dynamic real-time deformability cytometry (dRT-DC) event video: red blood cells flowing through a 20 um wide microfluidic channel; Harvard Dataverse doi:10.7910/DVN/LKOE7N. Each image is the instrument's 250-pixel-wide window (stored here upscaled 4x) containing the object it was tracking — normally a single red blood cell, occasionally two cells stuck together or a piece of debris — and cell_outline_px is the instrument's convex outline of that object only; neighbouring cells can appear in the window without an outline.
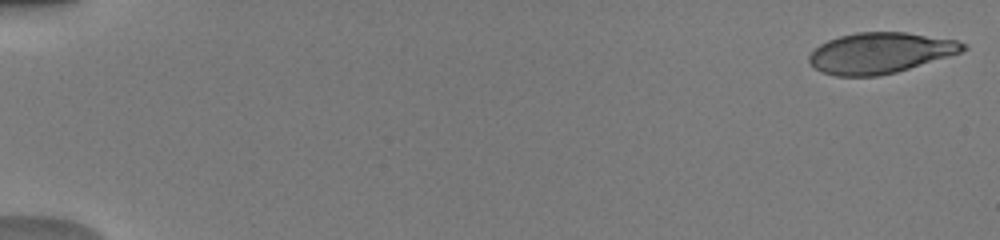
{"species": "human", "species_latin": "Homo sapiens", "temperature_condition": "warm", "stored_images_in_passage": 48, "camera_frame_rate_fps": 3000, "um_per_image_px": 0.085, "donor": {"sex": "male"}, "frame": {"image": 1, "passage_image": 1, "time_ms": 0.0, "image_size_px": [1000, 240], "cell_outline_px": [[968, 48], [960, 52], [948, 56], [896, 72], [876, 76], [836, 76], [824, 72], [816, 68], [808, 60], [808, 56], [820, 44], [828, 40], [840, 36], [856, 32], [908, 32], [956, 40], [968, 44]], "centroid_in_image_um": [74.83, 4.49], "position_along_channel_um": 10.2, "area_um2": 36.3}}
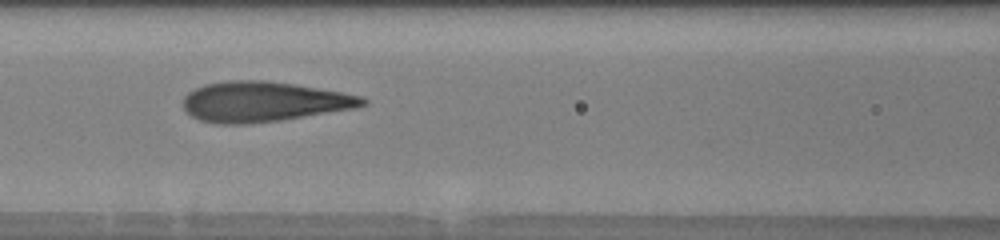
{"frame": {"image": 2, "passage_image": 24, "time_ms": 7.667, "image_size_px": [1000, 240], "cell_outline_px": [[368, 104], [356, 108], [280, 120], [252, 124], [216, 124], [200, 120], [192, 116], [184, 108], [184, 96], [188, 92], [204, 84], [228, 80], [268, 80], [364, 96], [368, 100]], "centroid_in_image_um": [22.4, 8.65], "position_along_channel_um": 144.2, "area_um2": 42.02}}
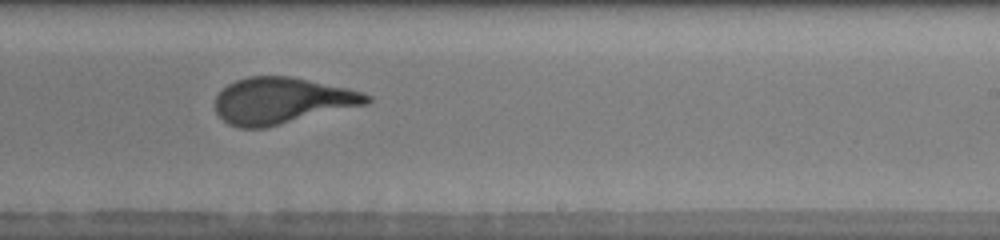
{"frame": {"image": 3, "passage_image": 33, "time_ms": 10.667, "image_size_px": [1000, 240], "cell_outline_px": [[372, 100], [368, 104], [264, 128], [240, 128], [228, 124], [216, 112], [216, 96], [228, 84], [236, 80], [248, 76], [292, 76], [348, 88], [364, 92], [372, 96]], "centroid_in_image_um": [23.99, 8.55], "position_along_channel_um": 265.0, "area_um2": 40.98}, "authors_computed_cell_mechanics": {"area_um2": 40.5178, "velocity_mm_per_s": 4.0362, "shape_relaxation_time_tau1_ms": 4.0356, "shape_relaxation_time_tau2_ms": null, "deformation_change_tau1": 0.2203, "deformation_change_tau2": null}}